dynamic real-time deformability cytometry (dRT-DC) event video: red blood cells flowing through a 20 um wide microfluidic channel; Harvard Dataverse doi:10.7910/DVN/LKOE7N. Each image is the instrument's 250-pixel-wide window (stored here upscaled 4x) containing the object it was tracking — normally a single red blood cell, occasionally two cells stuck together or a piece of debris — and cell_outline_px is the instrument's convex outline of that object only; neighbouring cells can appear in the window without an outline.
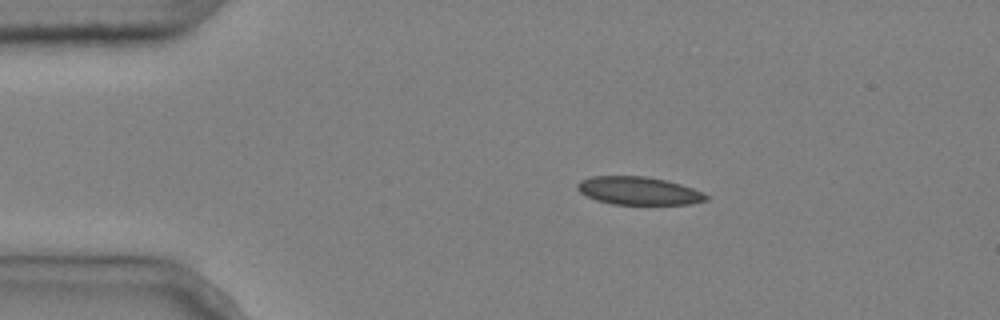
{"species": "common noctule bat (a hibernating species)", "species_latin": "Nyctalus noctula", "temperature_condition": "cold", "stored_images_in_passage": 5, "camera_frame_rate_fps": 3000, "um_per_image_px": 0.085, "animal": {"sex": "male", "body_mass_g": 20.4}, "frame": {"image": 1, "passage_image": 2, "time_ms": 0.333, "image_size_px": [1000, 320], "cell_outline_px": [[712, 196], [708, 200], [692, 204], [612, 204], [596, 200], [580, 192], [576, 188], [576, 184], [580, 180], [592, 176], [644, 176], [668, 180], [704, 192]], "centroid_in_image_um": [54.32, 16.21], "position_along_channel_um": 30.7, "area_um2": 21.21}}
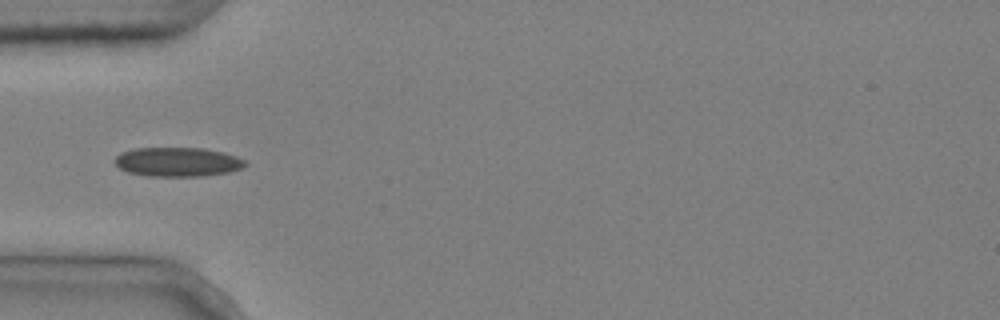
{"frame": {"image": 2, "passage_image": 4, "time_ms": 1.0, "image_size_px": [1000, 320], "cell_outline_px": [[248, 164], [244, 168], [228, 172], [200, 176], [148, 176], [128, 172], [120, 168], [112, 160], [120, 152], [136, 148], [204, 148], [224, 152], [236, 156], [244, 160]], "centroid_in_image_um": [15.1, 13.76], "position_along_channel_um": 69.9, "area_um2": 22.31}}